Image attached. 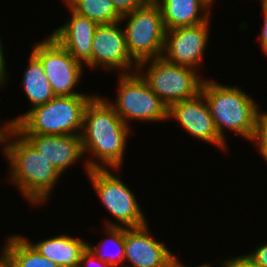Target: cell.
Wrapping results in <instances>:
<instances>
[{
    "mask_svg": "<svg viewBox=\"0 0 267 267\" xmlns=\"http://www.w3.org/2000/svg\"><path fill=\"white\" fill-rule=\"evenodd\" d=\"M99 94L90 100L83 114L81 142L85 162L89 169H121L134 126L126 125Z\"/></svg>",
    "mask_w": 267,
    "mask_h": 267,
    "instance_id": "obj_1",
    "label": "cell"
},
{
    "mask_svg": "<svg viewBox=\"0 0 267 267\" xmlns=\"http://www.w3.org/2000/svg\"><path fill=\"white\" fill-rule=\"evenodd\" d=\"M4 159L8 184L18 189L27 205L37 208L50 202L62 175L15 129L8 137Z\"/></svg>",
    "mask_w": 267,
    "mask_h": 267,
    "instance_id": "obj_2",
    "label": "cell"
},
{
    "mask_svg": "<svg viewBox=\"0 0 267 267\" xmlns=\"http://www.w3.org/2000/svg\"><path fill=\"white\" fill-rule=\"evenodd\" d=\"M209 107L219 136L227 143L228 133L250 142L255 130L256 116L262 108L251 94L239 85L217 82L212 77L204 79L200 92Z\"/></svg>",
    "mask_w": 267,
    "mask_h": 267,
    "instance_id": "obj_3",
    "label": "cell"
},
{
    "mask_svg": "<svg viewBox=\"0 0 267 267\" xmlns=\"http://www.w3.org/2000/svg\"><path fill=\"white\" fill-rule=\"evenodd\" d=\"M95 95L55 96L12 117L20 134L81 135L86 105Z\"/></svg>",
    "mask_w": 267,
    "mask_h": 267,
    "instance_id": "obj_4",
    "label": "cell"
},
{
    "mask_svg": "<svg viewBox=\"0 0 267 267\" xmlns=\"http://www.w3.org/2000/svg\"><path fill=\"white\" fill-rule=\"evenodd\" d=\"M122 169H90L87 178L90 181L98 202L112 219L106 217L103 227H141L149 222L135 191L125 184L118 173ZM119 171V172H118ZM114 172V173H113ZM139 201V202H138ZM114 218V219H113Z\"/></svg>",
    "mask_w": 267,
    "mask_h": 267,
    "instance_id": "obj_5",
    "label": "cell"
},
{
    "mask_svg": "<svg viewBox=\"0 0 267 267\" xmlns=\"http://www.w3.org/2000/svg\"><path fill=\"white\" fill-rule=\"evenodd\" d=\"M117 95L114 101L103 96L115 112L129 127L131 121L160 124L168 121V107L150 89L146 81L136 71L117 74ZM110 98V100H109ZM131 123V125H130Z\"/></svg>",
    "mask_w": 267,
    "mask_h": 267,
    "instance_id": "obj_6",
    "label": "cell"
},
{
    "mask_svg": "<svg viewBox=\"0 0 267 267\" xmlns=\"http://www.w3.org/2000/svg\"><path fill=\"white\" fill-rule=\"evenodd\" d=\"M137 72L168 108L197 96L205 79L198 71L170 63L163 57L139 62Z\"/></svg>",
    "mask_w": 267,
    "mask_h": 267,
    "instance_id": "obj_7",
    "label": "cell"
},
{
    "mask_svg": "<svg viewBox=\"0 0 267 267\" xmlns=\"http://www.w3.org/2000/svg\"><path fill=\"white\" fill-rule=\"evenodd\" d=\"M129 54L137 62L162 57L166 29L157 3H146L120 19Z\"/></svg>",
    "mask_w": 267,
    "mask_h": 267,
    "instance_id": "obj_8",
    "label": "cell"
},
{
    "mask_svg": "<svg viewBox=\"0 0 267 267\" xmlns=\"http://www.w3.org/2000/svg\"><path fill=\"white\" fill-rule=\"evenodd\" d=\"M31 52L40 60L55 96L96 95L82 92L77 87L84 78L85 66L78 62L50 34L32 44ZM84 74V75H83ZM80 90V92H79Z\"/></svg>",
    "mask_w": 267,
    "mask_h": 267,
    "instance_id": "obj_9",
    "label": "cell"
},
{
    "mask_svg": "<svg viewBox=\"0 0 267 267\" xmlns=\"http://www.w3.org/2000/svg\"><path fill=\"white\" fill-rule=\"evenodd\" d=\"M211 23L212 17L198 25L166 30L162 57L170 63L192 68L206 78L202 72L206 71L204 59L213 27Z\"/></svg>",
    "mask_w": 267,
    "mask_h": 267,
    "instance_id": "obj_10",
    "label": "cell"
},
{
    "mask_svg": "<svg viewBox=\"0 0 267 267\" xmlns=\"http://www.w3.org/2000/svg\"><path fill=\"white\" fill-rule=\"evenodd\" d=\"M138 63L131 57L121 22L98 25L92 40L91 71L128 74L137 71Z\"/></svg>",
    "mask_w": 267,
    "mask_h": 267,
    "instance_id": "obj_11",
    "label": "cell"
},
{
    "mask_svg": "<svg viewBox=\"0 0 267 267\" xmlns=\"http://www.w3.org/2000/svg\"><path fill=\"white\" fill-rule=\"evenodd\" d=\"M176 122L191 138L198 139L203 144L214 145L213 147L228 152L230 145L218 134L214 120L204 96H197L179 101L168 108V121ZM226 151V152H225Z\"/></svg>",
    "mask_w": 267,
    "mask_h": 267,
    "instance_id": "obj_12",
    "label": "cell"
},
{
    "mask_svg": "<svg viewBox=\"0 0 267 267\" xmlns=\"http://www.w3.org/2000/svg\"><path fill=\"white\" fill-rule=\"evenodd\" d=\"M149 223L135 228H125L124 267H173L177 254L162 240H158ZM155 236V237H154Z\"/></svg>",
    "mask_w": 267,
    "mask_h": 267,
    "instance_id": "obj_13",
    "label": "cell"
},
{
    "mask_svg": "<svg viewBox=\"0 0 267 267\" xmlns=\"http://www.w3.org/2000/svg\"><path fill=\"white\" fill-rule=\"evenodd\" d=\"M21 135L51 161L62 176L73 167V164L81 162L80 160H82V169H84L83 174L89 173L90 169L86 165L82 150L81 135Z\"/></svg>",
    "mask_w": 267,
    "mask_h": 267,
    "instance_id": "obj_14",
    "label": "cell"
},
{
    "mask_svg": "<svg viewBox=\"0 0 267 267\" xmlns=\"http://www.w3.org/2000/svg\"><path fill=\"white\" fill-rule=\"evenodd\" d=\"M62 3L69 11L70 17L58 28H53L50 35L85 68L91 70L92 40L98 24Z\"/></svg>",
    "mask_w": 267,
    "mask_h": 267,
    "instance_id": "obj_15",
    "label": "cell"
},
{
    "mask_svg": "<svg viewBox=\"0 0 267 267\" xmlns=\"http://www.w3.org/2000/svg\"><path fill=\"white\" fill-rule=\"evenodd\" d=\"M55 236L43 237L42 240L31 241L30 238L23 236L33 248L56 263L58 267H78L82 253L87 249V242L84 237L62 233Z\"/></svg>",
    "mask_w": 267,
    "mask_h": 267,
    "instance_id": "obj_16",
    "label": "cell"
},
{
    "mask_svg": "<svg viewBox=\"0 0 267 267\" xmlns=\"http://www.w3.org/2000/svg\"><path fill=\"white\" fill-rule=\"evenodd\" d=\"M166 30L198 25L213 15L214 4L209 0H159Z\"/></svg>",
    "mask_w": 267,
    "mask_h": 267,
    "instance_id": "obj_17",
    "label": "cell"
},
{
    "mask_svg": "<svg viewBox=\"0 0 267 267\" xmlns=\"http://www.w3.org/2000/svg\"><path fill=\"white\" fill-rule=\"evenodd\" d=\"M27 66L23 69L22 92L27 98L31 108L45 104L52 100L55 95L52 92L46 74L40 60L32 53H28Z\"/></svg>",
    "mask_w": 267,
    "mask_h": 267,
    "instance_id": "obj_18",
    "label": "cell"
},
{
    "mask_svg": "<svg viewBox=\"0 0 267 267\" xmlns=\"http://www.w3.org/2000/svg\"><path fill=\"white\" fill-rule=\"evenodd\" d=\"M99 242L88 243L87 249L100 261L112 267H124L125 263V228L104 226ZM104 232V233H103ZM92 244V245H91Z\"/></svg>",
    "mask_w": 267,
    "mask_h": 267,
    "instance_id": "obj_19",
    "label": "cell"
},
{
    "mask_svg": "<svg viewBox=\"0 0 267 267\" xmlns=\"http://www.w3.org/2000/svg\"><path fill=\"white\" fill-rule=\"evenodd\" d=\"M5 238L3 244L9 254L10 267H58L56 263L38 253L23 234L13 233Z\"/></svg>",
    "mask_w": 267,
    "mask_h": 267,
    "instance_id": "obj_20",
    "label": "cell"
},
{
    "mask_svg": "<svg viewBox=\"0 0 267 267\" xmlns=\"http://www.w3.org/2000/svg\"><path fill=\"white\" fill-rule=\"evenodd\" d=\"M72 11L95 21L98 25L119 22L121 15L110 0H60Z\"/></svg>",
    "mask_w": 267,
    "mask_h": 267,
    "instance_id": "obj_21",
    "label": "cell"
},
{
    "mask_svg": "<svg viewBox=\"0 0 267 267\" xmlns=\"http://www.w3.org/2000/svg\"><path fill=\"white\" fill-rule=\"evenodd\" d=\"M250 143L255 145L258 155L263 157V160L267 164V111H263L262 108L259 110L256 121L255 130Z\"/></svg>",
    "mask_w": 267,
    "mask_h": 267,
    "instance_id": "obj_22",
    "label": "cell"
},
{
    "mask_svg": "<svg viewBox=\"0 0 267 267\" xmlns=\"http://www.w3.org/2000/svg\"><path fill=\"white\" fill-rule=\"evenodd\" d=\"M218 263L219 267H261L257 265L254 261H252L246 254H238L237 256H226V258L222 257Z\"/></svg>",
    "mask_w": 267,
    "mask_h": 267,
    "instance_id": "obj_23",
    "label": "cell"
},
{
    "mask_svg": "<svg viewBox=\"0 0 267 267\" xmlns=\"http://www.w3.org/2000/svg\"><path fill=\"white\" fill-rule=\"evenodd\" d=\"M117 12L123 16L131 11L142 7L147 3L146 0H110Z\"/></svg>",
    "mask_w": 267,
    "mask_h": 267,
    "instance_id": "obj_24",
    "label": "cell"
},
{
    "mask_svg": "<svg viewBox=\"0 0 267 267\" xmlns=\"http://www.w3.org/2000/svg\"><path fill=\"white\" fill-rule=\"evenodd\" d=\"M252 251L245 252V254L261 267H267V242L260 243Z\"/></svg>",
    "mask_w": 267,
    "mask_h": 267,
    "instance_id": "obj_25",
    "label": "cell"
},
{
    "mask_svg": "<svg viewBox=\"0 0 267 267\" xmlns=\"http://www.w3.org/2000/svg\"><path fill=\"white\" fill-rule=\"evenodd\" d=\"M1 36H0V89L1 91H3L4 87H7V84H9L8 82L11 81L10 80V73L8 72L9 69H7L8 67V63L6 61H8L6 59L7 55H5L6 53L4 52L5 47H4V43H2L3 41L1 40Z\"/></svg>",
    "mask_w": 267,
    "mask_h": 267,
    "instance_id": "obj_26",
    "label": "cell"
},
{
    "mask_svg": "<svg viewBox=\"0 0 267 267\" xmlns=\"http://www.w3.org/2000/svg\"><path fill=\"white\" fill-rule=\"evenodd\" d=\"M1 122H0V145L2 146L0 147L1 148L0 152L3 153V158H4L6 154L8 137L10 133L15 129V124L12 122L11 117L10 119L8 118V120L7 119L4 121L1 120Z\"/></svg>",
    "mask_w": 267,
    "mask_h": 267,
    "instance_id": "obj_27",
    "label": "cell"
},
{
    "mask_svg": "<svg viewBox=\"0 0 267 267\" xmlns=\"http://www.w3.org/2000/svg\"><path fill=\"white\" fill-rule=\"evenodd\" d=\"M78 267H112L106 262L100 261L94 254L86 249L81 256V261Z\"/></svg>",
    "mask_w": 267,
    "mask_h": 267,
    "instance_id": "obj_28",
    "label": "cell"
},
{
    "mask_svg": "<svg viewBox=\"0 0 267 267\" xmlns=\"http://www.w3.org/2000/svg\"><path fill=\"white\" fill-rule=\"evenodd\" d=\"M261 5V10L263 11V18L262 21V27H261V33L257 37L256 40L259 41L260 49L263 53V55L267 56V6H265L263 3Z\"/></svg>",
    "mask_w": 267,
    "mask_h": 267,
    "instance_id": "obj_29",
    "label": "cell"
},
{
    "mask_svg": "<svg viewBox=\"0 0 267 267\" xmlns=\"http://www.w3.org/2000/svg\"><path fill=\"white\" fill-rule=\"evenodd\" d=\"M0 248V267H10V258L5 245Z\"/></svg>",
    "mask_w": 267,
    "mask_h": 267,
    "instance_id": "obj_30",
    "label": "cell"
},
{
    "mask_svg": "<svg viewBox=\"0 0 267 267\" xmlns=\"http://www.w3.org/2000/svg\"><path fill=\"white\" fill-rule=\"evenodd\" d=\"M173 267H188V265L186 266V264H184V262L180 261V258L174 263ZM191 267V266H190ZM196 267V266H195ZM197 267H213V263H203L201 265H198Z\"/></svg>",
    "mask_w": 267,
    "mask_h": 267,
    "instance_id": "obj_31",
    "label": "cell"
},
{
    "mask_svg": "<svg viewBox=\"0 0 267 267\" xmlns=\"http://www.w3.org/2000/svg\"><path fill=\"white\" fill-rule=\"evenodd\" d=\"M147 3H157L159 0H146Z\"/></svg>",
    "mask_w": 267,
    "mask_h": 267,
    "instance_id": "obj_32",
    "label": "cell"
},
{
    "mask_svg": "<svg viewBox=\"0 0 267 267\" xmlns=\"http://www.w3.org/2000/svg\"><path fill=\"white\" fill-rule=\"evenodd\" d=\"M260 2L267 6V0H260Z\"/></svg>",
    "mask_w": 267,
    "mask_h": 267,
    "instance_id": "obj_33",
    "label": "cell"
},
{
    "mask_svg": "<svg viewBox=\"0 0 267 267\" xmlns=\"http://www.w3.org/2000/svg\"><path fill=\"white\" fill-rule=\"evenodd\" d=\"M211 1L214 5H216L215 3L218 2L217 0H209Z\"/></svg>",
    "mask_w": 267,
    "mask_h": 267,
    "instance_id": "obj_34",
    "label": "cell"
}]
</instances>
